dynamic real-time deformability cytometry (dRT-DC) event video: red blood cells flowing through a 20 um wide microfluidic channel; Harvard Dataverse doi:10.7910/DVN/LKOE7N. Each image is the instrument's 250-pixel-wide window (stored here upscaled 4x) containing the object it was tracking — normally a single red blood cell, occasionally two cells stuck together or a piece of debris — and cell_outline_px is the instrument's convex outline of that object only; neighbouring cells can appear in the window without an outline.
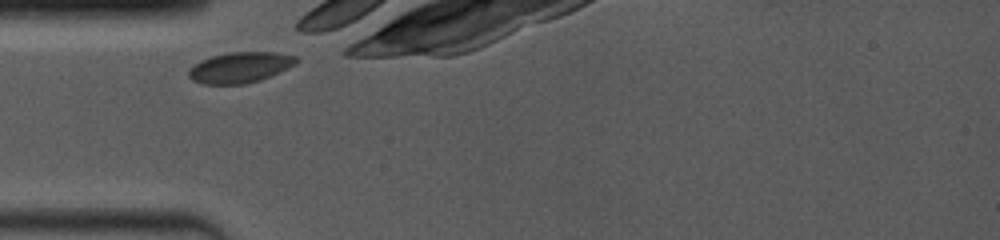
{"species": "common noctule bat (a hibernating species)", "species_latin": "Nyctalus noctula", "temperature_condition": "room temperature", "stored_images_in_passage": 3, "camera_frame_rate_fps": 4000, "um_per_image_px": 0.085, "animal": {"sex": "female", "body_mass_g": 19.0, "forearm_length_mm": 53.3}, "frame": {"image": 1, "passage_image": 1, "time_ms": 0.0, "image_size_px": [1000, 240], "cell_outline_px": [[300, 60], [296, 64], [288, 68], [260, 80], [244, 84], [204, 84], [192, 80], [188, 76], [188, 68], [192, 64], [200, 60], [212, 56], [228, 52], [276, 52], [296, 56]], "centroid_in_image_um": [20.38, 5.72], "position_along_channel_um": 64.6, "area_um2": 19.42}}